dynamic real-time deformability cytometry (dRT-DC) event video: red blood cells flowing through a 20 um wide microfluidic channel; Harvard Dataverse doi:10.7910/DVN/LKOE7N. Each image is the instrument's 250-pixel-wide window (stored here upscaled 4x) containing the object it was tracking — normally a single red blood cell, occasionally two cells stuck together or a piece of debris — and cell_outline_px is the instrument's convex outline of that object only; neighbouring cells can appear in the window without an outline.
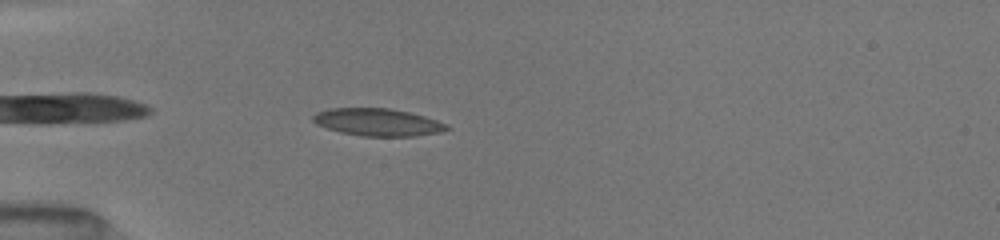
{"species": "common noctule bat (a hibernating species)", "species_latin": "Nyctalus noctula", "temperature_condition": "room temperature", "stored_images_in_passage": 43, "camera_frame_rate_fps": 3000, "um_per_image_px": 0.085, "animal": {"sex": "female", "body_mass_g": 19.5, "forearm_length_mm": 54.1}, "frame": {"image": 1, "passage_image": 8, "time_ms": 1.333, "image_size_px": [1000, 240], "cell_outline_px": [[448, 128], [432, 132], [412, 136], [364, 136], [340, 132], [328, 128], [312, 120], [312, 116], [320, 112], [336, 108], [384, 108], [404, 112], [420, 116], [444, 124]], "centroid_in_image_um": [31.99, 10.39], "position_along_channel_um": 53.0, "area_um2": 20.11}}
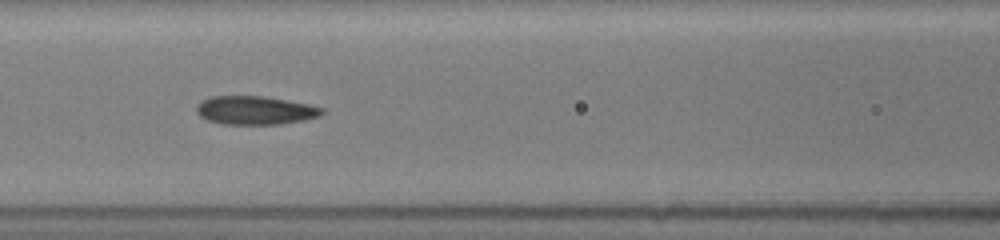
{"frame": {"image": 2, "passage_image": 21, "time_ms": 4.0, "image_size_px": [1000, 240], "cell_outline_px": [[320, 112], [312, 116], [296, 120], [276, 124], [224, 124], [212, 120], [204, 116], [200, 112], [200, 104], [204, 100], [212, 96], [260, 96], [320, 108]], "centroid_in_image_um": [21.58, 9.37], "position_along_channel_um": 145.0, "area_um2": 19.02}}
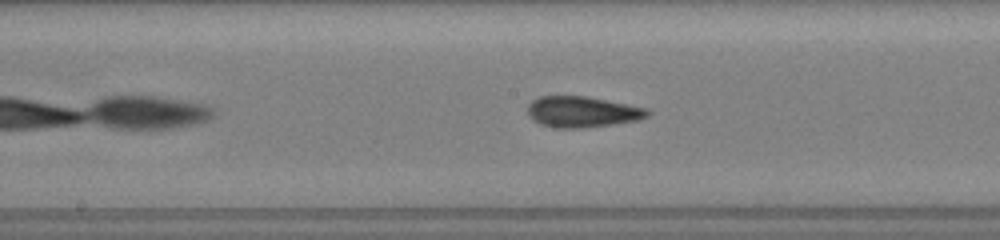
{"frame": {"image": 3, "passage_image": 26, "time_ms": 5.333, "image_size_px": [1000, 240], "cell_outline_px": [[648, 112], [644, 116], [636, 120], [580, 128], [552, 128], [536, 120], [528, 112], [528, 108], [532, 100], [540, 96], [584, 96], [644, 108]], "centroid_in_image_um": [49.41, 9.5], "position_along_channel_um": 198.8, "area_um2": 20.63}}